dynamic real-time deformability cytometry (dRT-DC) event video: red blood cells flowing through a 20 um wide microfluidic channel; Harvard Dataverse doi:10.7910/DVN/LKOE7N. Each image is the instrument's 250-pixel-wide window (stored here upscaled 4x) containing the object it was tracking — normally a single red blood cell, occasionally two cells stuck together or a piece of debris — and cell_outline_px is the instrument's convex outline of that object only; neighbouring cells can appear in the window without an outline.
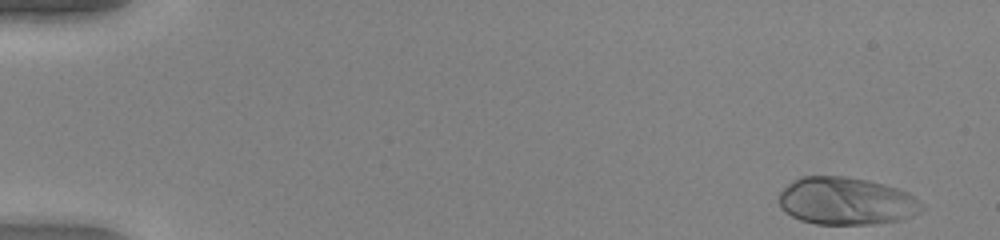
{"species": "human", "species_latin": "Homo sapiens", "temperature_condition": "warm", "stored_images_in_passage": 49, "segment_of_instrument_passage": [1, 2], "camera_frame_rate_fps": 3000, "um_per_image_px": 0.085, "donor": {"sex": "female"}, "frame": {"image": 1, "passage_image": 1, "time_ms": 0.0, "image_size_px": [1000, 240], "cell_outline_px": [[924, 208], [920, 212], [912, 216], [900, 220], [872, 224], [816, 224], [800, 220], [784, 212], [780, 208], [776, 200], [780, 192], [792, 180], [800, 176], [844, 176], [868, 180], [884, 184], [908, 192], [924, 204]], "centroid_in_image_um": [71.9, 17.09], "position_along_channel_um": 13.1, "area_um2": 40.06}}
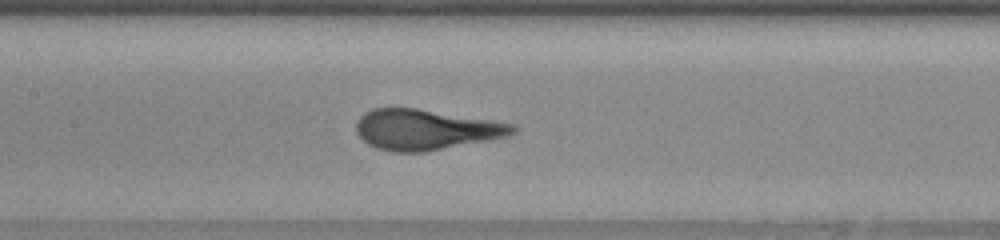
{"frame": {"image": 2, "passage_image": 23, "time_ms": 7.333, "image_size_px": [1000, 240], "cell_outline_px": [[520, 128], [516, 132], [508, 136], [488, 140], [424, 152], [392, 152], [376, 148], [368, 144], [356, 132], [356, 120], [364, 112], [372, 108], [416, 108], [492, 120], [516, 124]], "centroid_in_image_um": [36.19, 11.01], "position_along_channel_um": 171.2, "area_um2": 37.05}}
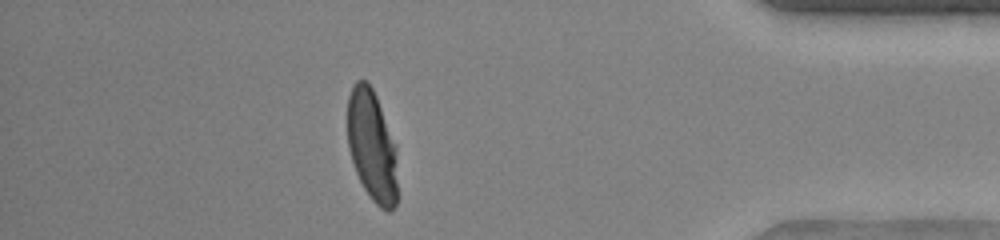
{"frame": {"image": 3, "passage_image": 42, "time_ms": 13.667, "image_size_px": [1000, 240], "cell_outline_px": [[400, 196], [396, 204], [388, 212], [380, 208], [372, 200], [364, 188], [356, 172], [348, 148], [348, 96], [356, 80], [364, 80], [372, 88], [376, 96], [396, 144]], "centroid_in_image_um": [31.67, 12.48], "position_along_channel_um": 403.5, "area_um2": 33.12}}